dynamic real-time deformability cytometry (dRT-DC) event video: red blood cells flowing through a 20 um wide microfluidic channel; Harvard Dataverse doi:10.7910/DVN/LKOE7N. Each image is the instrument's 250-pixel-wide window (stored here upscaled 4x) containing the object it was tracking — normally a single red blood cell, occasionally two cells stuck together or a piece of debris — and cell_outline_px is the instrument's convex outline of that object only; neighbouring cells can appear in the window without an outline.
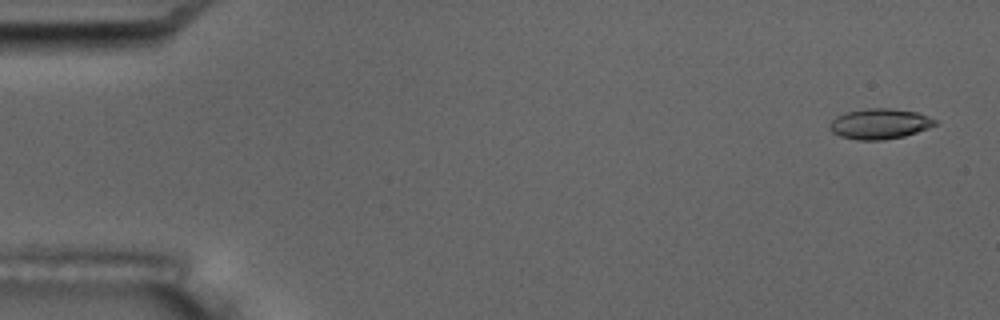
{"species": "common noctule bat (a hibernating species)", "species_latin": "Nyctalus noctula", "temperature_condition": "room temperature", "stored_images_in_passage": 6, "camera_frame_rate_fps": 3000, "um_per_image_px": 0.085, "animal": {"sex": "male", "body_mass_g": 17.5, "forearm_length_mm": 52.3}, "frame": {"image": 1, "passage_image": 1, "time_ms": 0.0, "image_size_px": [1000, 320], "cell_outline_px": [[936, 124], [928, 128], [904, 136], [880, 140], [856, 140], [840, 136], [832, 132], [828, 128], [828, 124], [836, 116], [848, 112], [868, 108], [892, 108], [916, 112], [936, 120]], "centroid_in_image_um": [74.72, 10.53], "position_along_channel_um": 10.3, "area_um2": 18.55}}
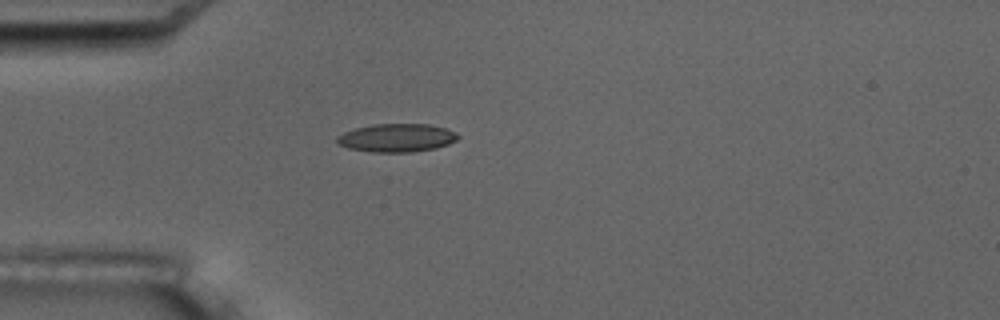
{"frame": {"image": 2, "passage_image": 5, "time_ms": 4.667, "image_size_px": [1000, 320], "cell_outline_px": [[460, 136], [456, 140], [448, 144], [436, 148], [412, 152], [372, 152], [348, 148], [340, 144], [336, 140], [336, 136], [344, 132], [356, 128], [372, 124], [428, 124], [444, 128], [456, 132]], "centroid_in_image_um": [33.72, 11.71], "position_along_channel_um": 51.3, "area_um2": 19.88}}